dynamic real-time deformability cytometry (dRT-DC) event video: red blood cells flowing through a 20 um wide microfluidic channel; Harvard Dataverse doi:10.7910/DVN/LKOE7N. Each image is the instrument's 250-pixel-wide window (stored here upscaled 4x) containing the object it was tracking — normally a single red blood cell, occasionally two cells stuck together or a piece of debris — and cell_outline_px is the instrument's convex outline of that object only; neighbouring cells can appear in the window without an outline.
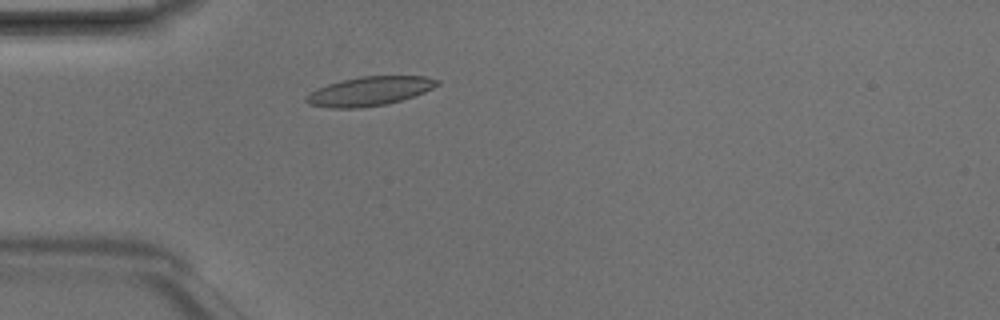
{"species": "Egyptian fruit bat (a non-hibernating species)", "species_latin": "Rousettus aegyptiacus", "temperature_condition": "room temperature", "stored_images_in_passage": 3, "camera_frame_rate_fps": 3000, "um_per_image_px": 0.085, "animal": {"sex": "male"}, "frame": {"image": 1, "passage_image": 3, "time_ms": 0.667, "image_size_px": [1000, 320], "cell_outline_px": [[440, 84], [424, 92], [400, 100], [384, 104], [356, 108], [332, 108], [308, 104], [304, 100], [304, 96], [316, 88], [328, 84], [360, 76], [428, 76], [440, 80]], "centroid_in_image_um": [31.39, 7.74], "position_along_channel_um": 53.6, "area_um2": 22.08}}